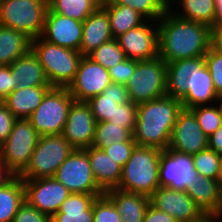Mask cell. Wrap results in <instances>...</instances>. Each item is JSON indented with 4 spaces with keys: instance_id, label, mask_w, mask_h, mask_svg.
<instances>
[{
    "instance_id": "6da1fadb",
    "label": "cell",
    "mask_w": 222,
    "mask_h": 222,
    "mask_svg": "<svg viewBox=\"0 0 222 222\" xmlns=\"http://www.w3.org/2000/svg\"><path fill=\"white\" fill-rule=\"evenodd\" d=\"M158 55L171 63L204 56L210 49L211 28L177 17L168 10L158 21Z\"/></svg>"
},
{
    "instance_id": "7a4b0ae2",
    "label": "cell",
    "mask_w": 222,
    "mask_h": 222,
    "mask_svg": "<svg viewBox=\"0 0 222 222\" xmlns=\"http://www.w3.org/2000/svg\"><path fill=\"white\" fill-rule=\"evenodd\" d=\"M167 65V95L181 100L184 109L217 103L212 76L204 56L180 59Z\"/></svg>"
},
{
    "instance_id": "3957f363",
    "label": "cell",
    "mask_w": 222,
    "mask_h": 222,
    "mask_svg": "<svg viewBox=\"0 0 222 222\" xmlns=\"http://www.w3.org/2000/svg\"><path fill=\"white\" fill-rule=\"evenodd\" d=\"M181 100L165 95L137 105L133 139L137 146L166 150L179 112Z\"/></svg>"
},
{
    "instance_id": "277c9868",
    "label": "cell",
    "mask_w": 222,
    "mask_h": 222,
    "mask_svg": "<svg viewBox=\"0 0 222 222\" xmlns=\"http://www.w3.org/2000/svg\"><path fill=\"white\" fill-rule=\"evenodd\" d=\"M162 149L136 146L122 167L118 189L150 197L160 187L159 167Z\"/></svg>"
},
{
    "instance_id": "5b68a950",
    "label": "cell",
    "mask_w": 222,
    "mask_h": 222,
    "mask_svg": "<svg viewBox=\"0 0 222 222\" xmlns=\"http://www.w3.org/2000/svg\"><path fill=\"white\" fill-rule=\"evenodd\" d=\"M31 50L43 66L51 87H68L83 57L79 51L50 43L41 36L32 39Z\"/></svg>"
},
{
    "instance_id": "8992f818",
    "label": "cell",
    "mask_w": 222,
    "mask_h": 222,
    "mask_svg": "<svg viewBox=\"0 0 222 222\" xmlns=\"http://www.w3.org/2000/svg\"><path fill=\"white\" fill-rule=\"evenodd\" d=\"M129 100L136 105L167 95V65L158 55L137 61L133 75L126 83Z\"/></svg>"
},
{
    "instance_id": "52a82bcc",
    "label": "cell",
    "mask_w": 222,
    "mask_h": 222,
    "mask_svg": "<svg viewBox=\"0 0 222 222\" xmlns=\"http://www.w3.org/2000/svg\"><path fill=\"white\" fill-rule=\"evenodd\" d=\"M74 150L62 134L40 136L29 165L19 177L22 180L54 177L59 166Z\"/></svg>"
},
{
    "instance_id": "ba28073f",
    "label": "cell",
    "mask_w": 222,
    "mask_h": 222,
    "mask_svg": "<svg viewBox=\"0 0 222 222\" xmlns=\"http://www.w3.org/2000/svg\"><path fill=\"white\" fill-rule=\"evenodd\" d=\"M47 10L48 0H1L0 25L37 38L43 33Z\"/></svg>"
},
{
    "instance_id": "9c48e42d",
    "label": "cell",
    "mask_w": 222,
    "mask_h": 222,
    "mask_svg": "<svg viewBox=\"0 0 222 222\" xmlns=\"http://www.w3.org/2000/svg\"><path fill=\"white\" fill-rule=\"evenodd\" d=\"M73 101L67 87H52L28 120L40 136L60 135Z\"/></svg>"
},
{
    "instance_id": "30bf717a",
    "label": "cell",
    "mask_w": 222,
    "mask_h": 222,
    "mask_svg": "<svg viewBox=\"0 0 222 222\" xmlns=\"http://www.w3.org/2000/svg\"><path fill=\"white\" fill-rule=\"evenodd\" d=\"M39 138L28 119H16L8 139L0 146V161L19 176L29 165Z\"/></svg>"
},
{
    "instance_id": "8fae6325",
    "label": "cell",
    "mask_w": 222,
    "mask_h": 222,
    "mask_svg": "<svg viewBox=\"0 0 222 222\" xmlns=\"http://www.w3.org/2000/svg\"><path fill=\"white\" fill-rule=\"evenodd\" d=\"M54 178L71 193L104 195L94 179L88 154L83 149H75L59 166Z\"/></svg>"
},
{
    "instance_id": "7c38bea8",
    "label": "cell",
    "mask_w": 222,
    "mask_h": 222,
    "mask_svg": "<svg viewBox=\"0 0 222 222\" xmlns=\"http://www.w3.org/2000/svg\"><path fill=\"white\" fill-rule=\"evenodd\" d=\"M197 174L192 155L169 148L162 150L159 167L160 187L186 191L195 181Z\"/></svg>"
},
{
    "instance_id": "4fadbf2b",
    "label": "cell",
    "mask_w": 222,
    "mask_h": 222,
    "mask_svg": "<svg viewBox=\"0 0 222 222\" xmlns=\"http://www.w3.org/2000/svg\"><path fill=\"white\" fill-rule=\"evenodd\" d=\"M25 200L41 213L52 217L71 192L54 177L23 180Z\"/></svg>"
},
{
    "instance_id": "5bb4252c",
    "label": "cell",
    "mask_w": 222,
    "mask_h": 222,
    "mask_svg": "<svg viewBox=\"0 0 222 222\" xmlns=\"http://www.w3.org/2000/svg\"><path fill=\"white\" fill-rule=\"evenodd\" d=\"M112 83L109 71L83 56L74 80L67 87L75 101L87 102L90 98L101 94Z\"/></svg>"
},
{
    "instance_id": "9a60e30c",
    "label": "cell",
    "mask_w": 222,
    "mask_h": 222,
    "mask_svg": "<svg viewBox=\"0 0 222 222\" xmlns=\"http://www.w3.org/2000/svg\"><path fill=\"white\" fill-rule=\"evenodd\" d=\"M168 148L188 155H194L208 148V137L190 109L183 108L179 112Z\"/></svg>"
},
{
    "instance_id": "2e32d148",
    "label": "cell",
    "mask_w": 222,
    "mask_h": 222,
    "mask_svg": "<svg viewBox=\"0 0 222 222\" xmlns=\"http://www.w3.org/2000/svg\"><path fill=\"white\" fill-rule=\"evenodd\" d=\"M116 39L127 58L143 61L158 56L157 21L146 20Z\"/></svg>"
},
{
    "instance_id": "e0dca14e",
    "label": "cell",
    "mask_w": 222,
    "mask_h": 222,
    "mask_svg": "<svg viewBox=\"0 0 222 222\" xmlns=\"http://www.w3.org/2000/svg\"><path fill=\"white\" fill-rule=\"evenodd\" d=\"M150 204L178 222L194 221L205 214L186 191L168 187H158L150 196Z\"/></svg>"
},
{
    "instance_id": "ac0fdd59",
    "label": "cell",
    "mask_w": 222,
    "mask_h": 222,
    "mask_svg": "<svg viewBox=\"0 0 222 222\" xmlns=\"http://www.w3.org/2000/svg\"><path fill=\"white\" fill-rule=\"evenodd\" d=\"M96 121L90 105L85 101H73L63 130V137L75 148L92 146Z\"/></svg>"
},
{
    "instance_id": "d6986e66",
    "label": "cell",
    "mask_w": 222,
    "mask_h": 222,
    "mask_svg": "<svg viewBox=\"0 0 222 222\" xmlns=\"http://www.w3.org/2000/svg\"><path fill=\"white\" fill-rule=\"evenodd\" d=\"M82 33L83 22L54 13L48 8L41 35L44 40L80 52Z\"/></svg>"
},
{
    "instance_id": "ffe728a7",
    "label": "cell",
    "mask_w": 222,
    "mask_h": 222,
    "mask_svg": "<svg viewBox=\"0 0 222 222\" xmlns=\"http://www.w3.org/2000/svg\"><path fill=\"white\" fill-rule=\"evenodd\" d=\"M113 39L107 12L99 6L83 21L80 53L87 56L101 44Z\"/></svg>"
},
{
    "instance_id": "44dd1931",
    "label": "cell",
    "mask_w": 222,
    "mask_h": 222,
    "mask_svg": "<svg viewBox=\"0 0 222 222\" xmlns=\"http://www.w3.org/2000/svg\"><path fill=\"white\" fill-rule=\"evenodd\" d=\"M104 195L114 204L121 215V222H143L150 197L118 188L106 190Z\"/></svg>"
},
{
    "instance_id": "7402d4cb",
    "label": "cell",
    "mask_w": 222,
    "mask_h": 222,
    "mask_svg": "<svg viewBox=\"0 0 222 222\" xmlns=\"http://www.w3.org/2000/svg\"><path fill=\"white\" fill-rule=\"evenodd\" d=\"M89 157L94 179L105 192L116 188L121 180L122 166L112 160L102 149L94 146L83 149Z\"/></svg>"
},
{
    "instance_id": "603a6c76",
    "label": "cell",
    "mask_w": 222,
    "mask_h": 222,
    "mask_svg": "<svg viewBox=\"0 0 222 222\" xmlns=\"http://www.w3.org/2000/svg\"><path fill=\"white\" fill-rule=\"evenodd\" d=\"M14 75L15 89L35 86H51L45 76L43 66L32 50L17 58L11 65Z\"/></svg>"
},
{
    "instance_id": "cb8c5ba5",
    "label": "cell",
    "mask_w": 222,
    "mask_h": 222,
    "mask_svg": "<svg viewBox=\"0 0 222 222\" xmlns=\"http://www.w3.org/2000/svg\"><path fill=\"white\" fill-rule=\"evenodd\" d=\"M102 195L71 193L51 222H93V202Z\"/></svg>"
},
{
    "instance_id": "d4e9b609",
    "label": "cell",
    "mask_w": 222,
    "mask_h": 222,
    "mask_svg": "<svg viewBox=\"0 0 222 222\" xmlns=\"http://www.w3.org/2000/svg\"><path fill=\"white\" fill-rule=\"evenodd\" d=\"M186 192L204 213L217 215L221 210L222 189L218 180L197 174Z\"/></svg>"
},
{
    "instance_id": "484cf974",
    "label": "cell",
    "mask_w": 222,
    "mask_h": 222,
    "mask_svg": "<svg viewBox=\"0 0 222 222\" xmlns=\"http://www.w3.org/2000/svg\"><path fill=\"white\" fill-rule=\"evenodd\" d=\"M51 88V86H35L15 89L2 102L16 119H28Z\"/></svg>"
},
{
    "instance_id": "4316f807",
    "label": "cell",
    "mask_w": 222,
    "mask_h": 222,
    "mask_svg": "<svg viewBox=\"0 0 222 222\" xmlns=\"http://www.w3.org/2000/svg\"><path fill=\"white\" fill-rule=\"evenodd\" d=\"M129 101L125 84L111 83L104 91L90 98L87 103L90 105L96 123L109 121L118 104Z\"/></svg>"
},
{
    "instance_id": "83f0119b",
    "label": "cell",
    "mask_w": 222,
    "mask_h": 222,
    "mask_svg": "<svg viewBox=\"0 0 222 222\" xmlns=\"http://www.w3.org/2000/svg\"><path fill=\"white\" fill-rule=\"evenodd\" d=\"M100 6L109 16L112 36L115 39L146 21L131 7L118 5L113 0H101Z\"/></svg>"
},
{
    "instance_id": "f1b7e54d",
    "label": "cell",
    "mask_w": 222,
    "mask_h": 222,
    "mask_svg": "<svg viewBox=\"0 0 222 222\" xmlns=\"http://www.w3.org/2000/svg\"><path fill=\"white\" fill-rule=\"evenodd\" d=\"M32 39L22 31L0 25V65H11L31 50Z\"/></svg>"
},
{
    "instance_id": "f546056e",
    "label": "cell",
    "mask_w": 222,
    "mask_h": 222,
    "mask_svg": "<svg viewBox=\"0 0 222 222\" xmlns=\"http://www.w3.org/2000/svg\"><path fill=\"white\" fill-rule=\"evenodd\" d=\"M25 201L23 180L15 176L0 188V222H12L18 209Z\"/></svg>"
},
{
    "instance_id": "4dcf8cb0",
    "label": "cell",
    "mask_w": 222,
    "mask_h": 222,
    "mask_svg": "<svg viewBox=\"0 0 222 222\" xmlns=\"http://www.w3.org/2000/svg\"><path fill=\"white\" fill-rule=\"evenodd\" d=\"M177 3L176 9L181 7L173 12L177 17L214 27L215 0H178Z\"/></svg>"
},
{
    "instance_id": "1f68e13d",
    "label": "cell",
    "mask_w": 222,
    "mask_h": 222,
    "mask_svg": "<svg viewBox=\"0 0 222 222\" xmlns=\"http://www.w3.org/2000/svg\"><path fill=\"white\" fill-rule=\"evenodd\" d=\"M101 4V0H48V8L57 14L83 22Z\"/></svg>"
},
{
    "instance_id": "d6a6232c",
    "label": "cell",
    "mask_w": 222,
    "mask_h": 222,
    "mask_svg": "<svg viewBox=\"0 0 222 222\" xmlns=\"http://www.w3.org/2000/svg\"><path fill=\"white\" fill-rule=\"evenodd\" d=\"M115 142H135L133 132L109 121L96 123L92 146L103 150Z\"/></svg>"
},
{
    "instance_id": "836d02e7",
    "label": "cell",
    "mask_w": 222,
    "mask_h": 222,
    "mask_svg": "<svg viewBox=\"0 0 222 222\" xmlns=\"http://www.w3.org/2000/svg\"><path fill=\"white\" fill-rule=\"evenodd\" d=\"M87 56L107 70L127 58L115 38L101 44Z\"/></svg>"
},
{
    "instance_id": "e575fe53",
    "label": "cell",
    "mask_w": 222,
    "mask_h": 222,
    "mask_svg": "<svg viewBox=\"0 0 222 222\" xmlns=\"http://www.w3.org/2000/svg\"><path fill=\"white\" fill-rule=\"evenodd\" d=\"M190 110L195 114L202 131L207 137L222 126V117L217 103L196 106Z\"/></svg>"
},
{
    "instance_id": "d590c367",
    "label": "cell",
    "mask_w": 222,
    "mask_h": 222,
    "mask_svg": "<svg viewBox=\"0 0 222 222\" xmlns=\"http://www.w3.org/2000/svg\"><path fill=\"white\" fill-rule=\"evenodd\" d=\"M194 167L198 174L218 180L220 155L212 149H205L192 155Z\"/></svg>"
},
{
    "instance_id": "8d00e7d4",
    "label": "cell",
    "mask_w": 222,
    "mask_h": 222,
    "mask_svg": "<svg viewBox=\"0 0 222 222\" xmlns=\"http://www.w3.org/2000/svg\"><path fill=\"white\" fill-rule=\"evenodd\" d=\"M116 4L128 6L140 13L146 20L158 21L168 9L160 0H113Z\"/></svg>"
},
{
    "instance_id": "74e56055",
    "label": "cell",
    "mask_w": 222,
    "mask_h": 222,
    "mask_svg": "<svg viewBox=\"0 0 222 222\" xmlns=\"http://www.w3.org/2000/svg\"><path fill=\"white\" fill-rule=\"evenodd\" d=\"M122 218L114 204L105 196L93 202V222H121Z\"/></svg>"
},
{
    "instance_id": "f35d334b",
    "label": "cell",
    "mask_w": 222,
    "mask_h": 222,
    "mask_svg": "<svg viewBox=\"0 0 222 222\" xmlns=\"http://www.w3.org/2000/svg\"><path fill=\"white\" fill-rule=\"evenodd\" d=\"M137 120V105L129 100L124 104H118L113 112V117L109 122L117 125H122L124 128H129L132 132L135 129Z\"/></svg>"
},
{
    "instance_id": "ab89813d",
    "label": "cell",
    "mask_w": 222,
    "mask_h": 222,
    "mask_svg": "<svg viewBox=\"0 0 222 222\" xmlns=\"http://www.w3.org/2000/svg\"><path fill=\"white\" fill-rule=\"evenodd\" d=\"M205 63L212 76L213 86L216 93L222 96V54L217 53L211 48L204 55Z\"/></svg>"
},
{
    "instance_id": "60d3db41",
    "label": "cell",
    "mask_w": 222,
    "mask_h": 222,
    "mask_svg": "<svg viewBox=\"0 0 222 222\" xmlns=\"http://www.w3.org/2000/svg\"><path fill=\"white\" fill-rule=\"evenodd\" d=\"M136 146V142H115L103 150L112 160L123 167Z\"/></svg>"
},
{
    "instance_id": "b9f144b4",
    "label": "cell",
    "mask_w": 222,
    "mask_h": 222,
    "mask_svg": "<svg viewBox=\"0 0 222 222\" xmlns=\"http://www.w3.org/2000/svg\"><path fill=\"white\" fill-rule=\"evenodd\" d=\"M137 65V60L126 58L112 68L108 69L112 83L125 84L133 75Z\"/></svg>"
},
{
    "instance_id": "7bdbcfd3",
    "label": "cell",
    "mask_w": 222,
    "mask_h": 222,
    "mask_svg": "<svg viewBox=\"0 0 222 222\" xmlns=\"http://www.w3.org/2000/svg\"><path fill=\"white\" fill-rule=\"evenodd\" d=\"M12 222H51V217L41 213L25 200L18 209Z\"/></svg>"
},
{
    "instance_id": "ee69618b",
    "label": "cell",
    "mask_w": 222,
    "mask_h": 222,
    "mask_svg": "<svg viewBox=\"0 0 222 222\" xmlns=\"http://www.w3.org/2000/svg\"><path fill=\"white\" fill-rule=\"evenodd\" d=\"M16 118L3 102H0V146L12 132Z\"/></svg>"
},
{
    "instance_id": "f6af8a7d",
    "label": "cell",
    "mask_w": 222,
    "mask_h": 222,
    "mask_svg": "<svg viewBox=\"0 0 222 222\" xmlns=\"http://www.w3.org/2000/svg\"><path fill=\"white\" fill-rule=\"evenodd\" d=\"M14 90L15 80L10 65H0V102Z\"/></svg>"
},
{
    "instance_id": "bcb514c9",
    "label": "cell",
    "mask_w": 222,
    "mask_h": 222,
    "mask_svg": "<svg viewBox=\"0 0 222 222\" xmlns=\"http://www.w3.org/2000/svg\"><path fill=\"white\" fill-rule=\"evenodd\" d=\"M143 222H178L171 215L156 209L154 206L149 204Z\"/></svg>"
},
{
    "instance_id": "7dc6e473",
    "label": "cell",
    "mask_w": 222,
    "mask_h": 222,
    "mask_svg": "<svg viewBox=\"0 0 222 222\" xmlns=\"http://www.w3.org/2000/svg\"><path fill=\"white\" fill-rule=\"evenodd\" d=\"M210 48L219 54H222V27H211Z\"/></svg>"
},
{
    "instance_id": "c3c4849f",
    "label": "cell",
    "mask_w": 222,
    "mask_h": 222,
    "mask_svg": "<svg viewBox=\"0 0 222 222\" xmlns=\"http://www.w3.org/2000/svg\"><path fill=\"white\" fill-rule=\"evenodd\" d=\"M208 148L222 154V126L208 137Z\"/></svg>"
},
{
    "instance_id": "681fc988",
    "label": "cell",
    "mask_w": 222,
    "mask_h": 222,
    "mask_svg": "<svg viewBox=\"0 0 222 222\" xmlns=\"http://www.w3.org/2000/svg\"><path fill=\"white\" fill-rule=\"evenodd\" d=\"M15 175L0 161V188L9 183Z\"/></svg>"
},
{
    "instance_id": "f907efd6",
    "label": "cell",
    "mask_w": 222,
    "mask_h": 222,
    "mask_svg": "<svg viewBox=\"0 0 222 222\" xmlns=\"http://www.w3.org/2000/svg\"><path fill=\"white\" fill-rule=\"evenodd\" d=\"M214 26L222 27V0H215Z\"/></svg>"
},
{
    "instance_id": "816d5d0a",
    "label": "cell",
    "mask_w": 222,
    "mask_h": 222,
    "mask_svg": "<svg viewBox=\"0 0 222 222\" xmlns=\"http://www.w3.org/2000/svg\"><path fill=\"white\" fill-rule=\"evenodd\" d=\"M189 222H218V215L205 213L203 216L194 221Z\"/></svg>"
},
{
    "instance_id": "f5cc1de1",
    "label": "cell",
    "mask_w": 222,
    "mask_h": 222,
    "mask_svg": "<svg viewBox=\"0 0 222 222\" xmlns=\"http://www.w3.org/2000/svg\"><path fill=\"white\" fill-rule=\"evenodd\" d=\"M163 5L168 9V10H173L176 7V2L178 0H160ZM175 2V3H174Z\"/></svg>"
},
{
    "instance_id": "db71d44e",
    "label": "cell",
    "mask_w": 222,
    "mask_h": 222,
    "mask_svg": "<svg viewBox=\"0 0 222 222\" xmlns=\"http://www.w3.org/2000/svg\"><path fill=\"white\" fill-rule=\"evenodd\" d=\"M219 174H218V181H219V185L222 189V154H220V166H219Z\"/></svg>"
},
{
    "instance_id": "11a10c76",
    "label": "cell",
    "mask_w": 222,
    "mask_h": 222,
    "mask_svg": "<svg viewBox=\"0 0 222 222\" xmlns=\"http://www.w3.org/2000/svg\"><path fill=\"white\" fill-rule=\"evenodd\" d=\"M220 113H221V117H222V96L219 98V100L217 101Z\"/></svg>"
},
{
    "instance_id": "9f6ffc18",
    "label": "cell",
    "mask_w": 222,
    "mask_h": 222,
    "mask_svg": "<svg viewBox=\"0 0 222 222\" xmlns=\"http://www.w3.org/2000/svg\"><path fill=\"white\" fill-rule=\"evenodd\" d=\"M218 215V222H222V206H221V210L219 211Z\"/></svg>"
}]
</instances>
